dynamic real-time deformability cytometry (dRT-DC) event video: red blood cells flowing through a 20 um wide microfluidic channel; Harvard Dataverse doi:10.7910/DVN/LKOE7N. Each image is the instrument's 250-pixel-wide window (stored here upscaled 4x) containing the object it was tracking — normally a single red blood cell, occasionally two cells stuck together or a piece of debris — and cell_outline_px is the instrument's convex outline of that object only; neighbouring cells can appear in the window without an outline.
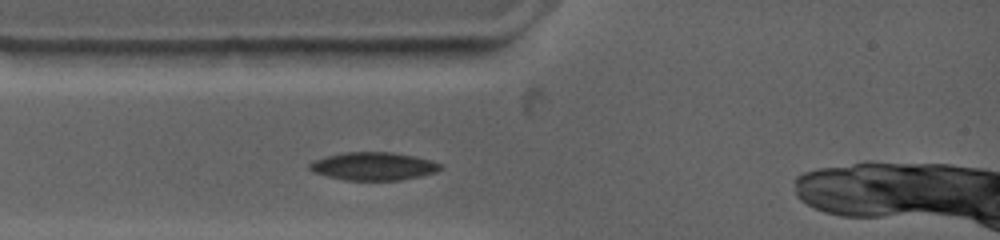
{"species": "common noctule bat (a hibernating species)", "species_latin": "Nyctalus noctula", "temperature_condition": "warm", "stored_images_in_passage": 9, "camera_frame_rate_fps": 4500, "um_per_image_px": 0.085, "animal": {"sex": "female", "body_mass_g": 19.0, "forearm_length_mm": 53.3}, "frame": {"image": 1, "passage_image": 4, "time_ms": 2.0, "image_size_px": [1000, 240], "cell_outline_px": [[440, 168], [436, 172], [420, 176], [400, 180], [344, 180], [312, 172], [308, 168], [308, 164], [316, 160], [328, 156], [344, 152], [392, 152], [412, 156], [428, 160], [440, 164]], "centroid_in_image_um": [31.7, 14.13], "position_along_channel_um": 53.3, "area_um2": 21.04}}
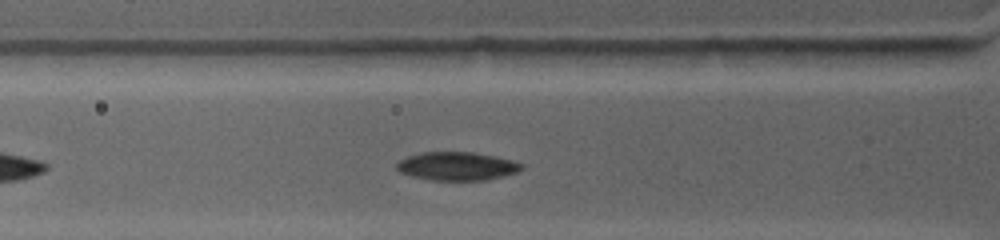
{"frame": {"image": 2, "passage_image": 6, "time_ms": 2.889, "image_size_px": [1000, 240], "cell_outline_px": [[524, 168], [520, 172], [488, 180], [432, 180], [412, 176], [400, 172], [396, 168], [396, 164], [400, 160], [408, 156], [420, 152], [472, 152], [496, 156], [524, 164]], "centroid_in_image_um": [38.88, 14.12], "position_along_channel_um": 86.9, "area_um2": 20.81}}